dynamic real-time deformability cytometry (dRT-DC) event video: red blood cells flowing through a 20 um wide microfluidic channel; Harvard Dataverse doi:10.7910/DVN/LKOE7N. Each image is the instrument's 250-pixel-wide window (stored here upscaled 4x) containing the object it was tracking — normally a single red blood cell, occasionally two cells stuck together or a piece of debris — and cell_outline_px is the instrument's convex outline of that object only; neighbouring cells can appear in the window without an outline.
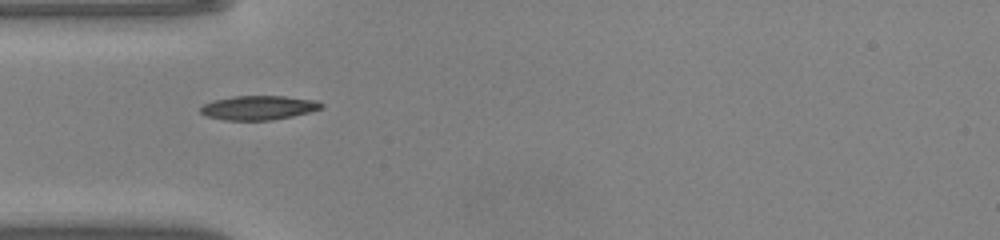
{"species": "common noctule bat (a hibernating species)", "species_latin": "Nyctalus noctula", "temperature_condition": "warm", "stored_images_in_passage": 35, "camera_frame_rate_fps": 3000, "um_per_image_px": 0.085, "animal": {"sex": "male", "body_mass_g": 20.0, "forearm_length_mm": 53.3}, "frame": {"image": 1, "passage_image": 1, "time_ms": 0.0, "image_size_px": [1000, 240], "cell_outline_px": [[324, 108], [292, 116], [272, 120], [224, 120], [208, 116], [200, 112], [200, 108], [204, 104], [212, 100], [232, 96], [284, 96], [316, 100], [324, 104]], "centroid_in_image_um": [21.99, 9.15], "position_along_channel_um": 63.0, "area_um2": 17.05}}
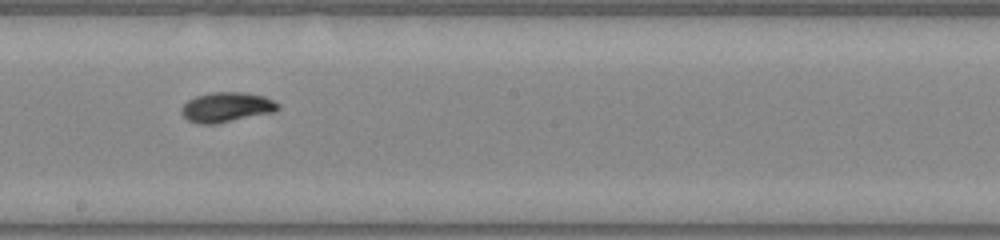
{"frame": {"image": 2, "passage_image": 13, "time_ms": 4.0, "image_size_px": [1000, 240], "cell_outline_px": [[280, 108], [276, 112], [216, 124], [200, 124], [188, 120], [180, 112], [180, 108], [188, 100], [196, 96], [212, 92], [244, 92], [264, 96], [280, 104]], "centroid_in_image_um": [19.28, 9.11], "position_along_channel_um": 228.9, "area_um2": 16.99}}
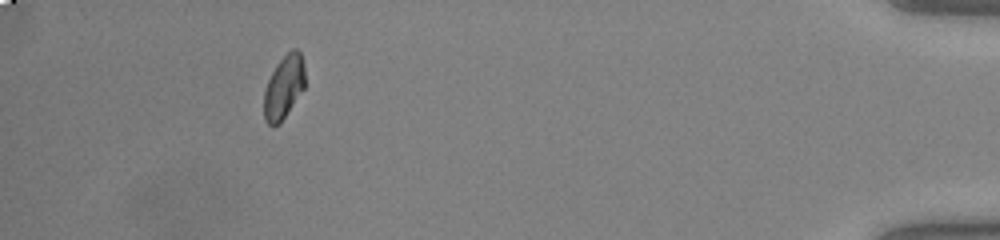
{"frame": {"image": 3, "passage_image": 31, "time_ms": 10.0, "image_size_px": [1000, 240], "cell_outline_px": [[304, 88], [280, 124], [272, 128], [264, 120], [264, 92], [268, 80], [276, 64], [292, 48], [296, 48], [300, 52], [304, 64]], "centroid_in_image_um": [24.11, 7.43], "position_along_channel_um": 411.1, "area_um2": 15.2}, "authors_computed_cell_mechanics": {"area_um2": 16.2418, "velocity_mm_per_s": 4.1459, "shape_relaxation_time_tau1_ms": 3.3635, "shape_relaxation_time_tau2_ms": 2.3125, "deformation_change_tau1": 0.1401, "deformation_change_tau2": 0.0575}}